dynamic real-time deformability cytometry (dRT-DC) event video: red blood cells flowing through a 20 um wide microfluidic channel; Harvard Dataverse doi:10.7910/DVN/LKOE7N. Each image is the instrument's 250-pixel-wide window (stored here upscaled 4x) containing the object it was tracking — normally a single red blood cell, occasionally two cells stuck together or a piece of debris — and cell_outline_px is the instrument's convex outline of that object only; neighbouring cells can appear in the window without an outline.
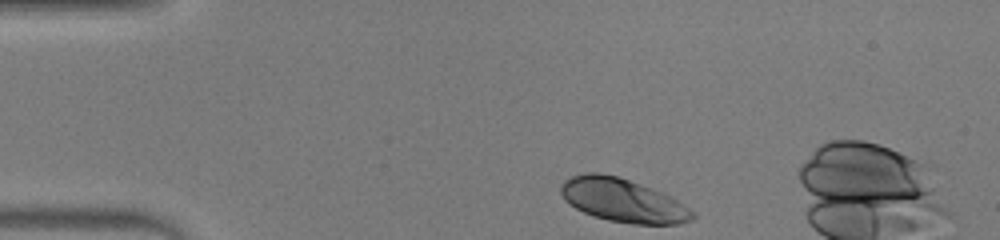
{"species": "human", "species_latin": "Homo sapiens", "temperature_condition": "warm", "stored_images_in_passage": 7, "camera_frame_rate_fps": 3000, "um_per_image_px": 0.085, "donor": {"sex": "male"}, "frame": {"image": 1, "passage_image": 1, "time_ms": 0.0, "image_size_px": [1000, 240], "cell_outline_px": [[696, 216], [692, 220], [680, 224], [632, 224], [608, 220], [592, 216], [568, 204], [564, 200], [560, 192], [560, 188], [564, 180], [572, 176], [584, 172], [600, 172], [620, 176], [652, 188], [676, 200], [696, 212]], "centroid_in_image_um": [52.92, 17.02], "position_along_channel_um": 32.1, "area_um2": 33.64}}